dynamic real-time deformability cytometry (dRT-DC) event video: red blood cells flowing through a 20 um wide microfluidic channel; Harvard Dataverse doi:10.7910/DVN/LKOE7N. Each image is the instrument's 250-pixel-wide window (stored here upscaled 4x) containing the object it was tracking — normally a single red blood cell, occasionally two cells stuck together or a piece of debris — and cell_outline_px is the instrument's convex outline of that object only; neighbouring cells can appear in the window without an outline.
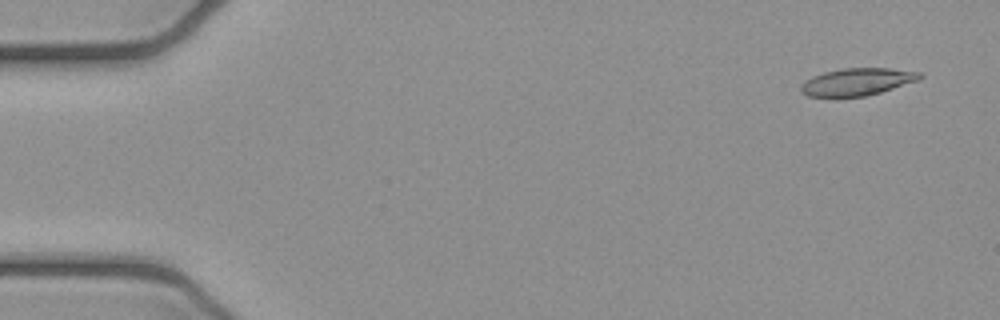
{"species": "common noctule bat (a hibernating species)", "species_latin": "Nyctalus noctula", "temperature_condition": "cold", "stored_images_in_passage": 5, "camera_frame_rate_fps": 3000, "um_per_image_px": 0.085, "animal": {"sex": "female", "body_mass_g": 21.9}, "frame": {"image": 1, "passage_image": 1, "time_ms": 0.0, "image_size_px": [1000, 320], "cell_outline_px": [[924, 76], [920, 80], [880, 92], [864, 96], [808, 96], [800, 92], [800, 88], [812, 76], [824, 72], [844, 68], [888, 68], [920, 72]], "centroid_in_image_um": [72.91, 6.94], "position_along_channel_um": 12.1, "area_um2": 18.67}}
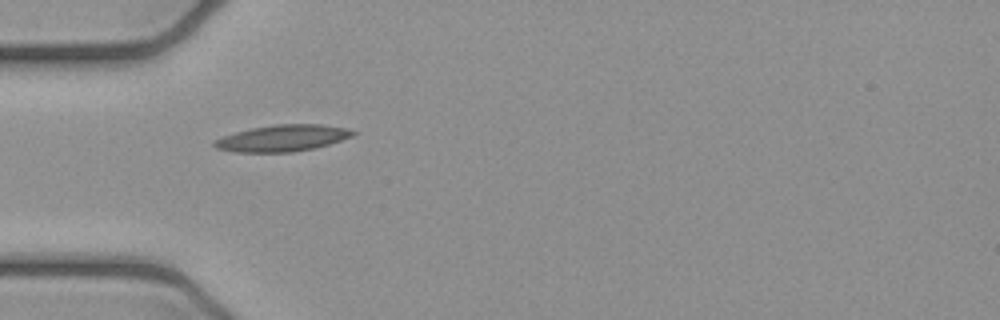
{"frame": {"image": 2, "passage_image": 4, "time_ms": 1.0, "image_size_px": [1000, 320], "cell_outline_px": [[356, 132], [352, 136], [328, 144], [312, 148], [292, 152], [236, 152], [216, 148], [212, 144], [212, 140], [236, 132], [252, 128], [276, 124], [320, 124], [344, 128]], "centroid_in_image_um": [23.95, 11.74], "position_along_channel_um": 61.0, "area_um2": 21.1}}
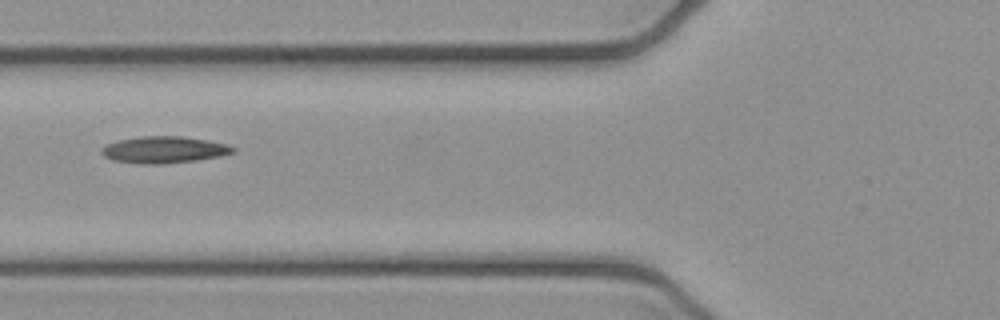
{"frame": {"image": 3, "passage_image": 5, "time_ms": 1.333, "image_size_px": [1000, 320], "cell_outline_px": [[236, 152], [220, 156], [196, 160], [164, 164], [144, 164], [112, 160], [104, 156], [100, 152], [100, 148], [108, 144], [120, 140], [140, 136], [184, 136], [208, 140], [228, 144], [236, 148]], "centroid_in_image_um": [13.97, 12.72], "position_along_channel_um": 111.8, "area_um2": 20.58}}